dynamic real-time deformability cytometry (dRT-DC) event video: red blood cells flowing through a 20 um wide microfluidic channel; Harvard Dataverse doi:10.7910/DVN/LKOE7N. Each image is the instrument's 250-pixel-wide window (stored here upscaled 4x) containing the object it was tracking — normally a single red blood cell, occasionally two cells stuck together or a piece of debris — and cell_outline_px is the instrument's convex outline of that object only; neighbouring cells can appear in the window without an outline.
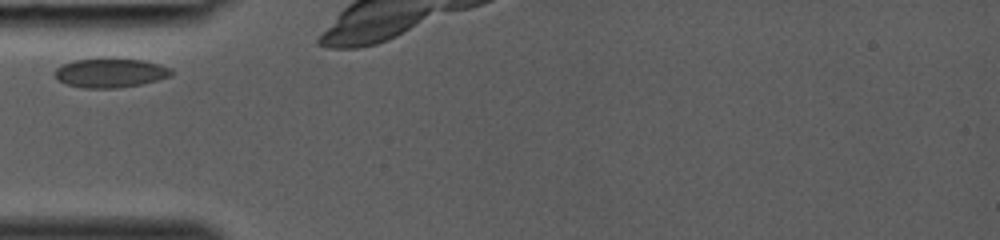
{"species": "common noctule bat (a hibernating species)", "species_latin": "Nyctalus noctula", "temperature_condition": "room temperature", "stored_images_in_passage": 21, "camera_frame_rate_fps": 3000, "um_per_image_px": 0.085, "animal": {"sex": "female", "body_mass_g": 19.0, "forearm_length_mm": 53.3}, "frame": {"image": 1, "passage_image": 1, "time_ms": 0.0, "image_size_px": [1000, 240], "cell_outline_px": [[172, 76], [140, 84], [116, 88], [84, 88], [64, 84], [56, 80], [52, 72], [56, 68], [64, 64], [76, 60], [104, 56], [112, 56], [144, 60], [160, 64], [172, 68]], "centroid_in_image_um": [9.35, 6.16], "position_along_channel_um": 75.7, "area_um2": 20.63}}
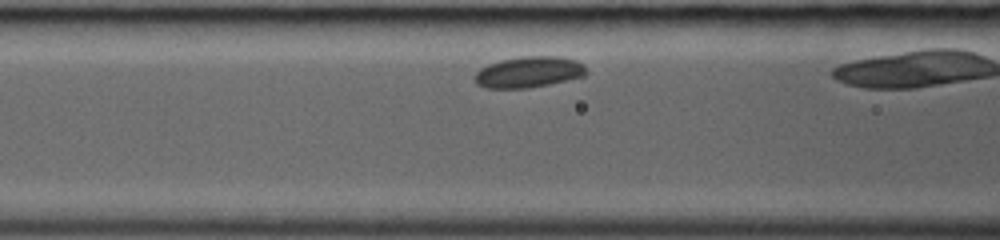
{"frame": {"image": 2, "passage_image": 4, "time_ms": 1.0, "image_size_px": [1000, 240], "cell_outline_px": [[588, 72], [584, 76], [548, 84], [528, 88], [484, 88], [476, 84], [472, 76], [480, 68], [488, 64], [500, 60], [524, 56], [560, 56], [576, 60], [584, 64]], "centroid_in_image_um": [44.92, 6.12], "position_along_channel_um": 121.7, "area_um2": 20.4}}
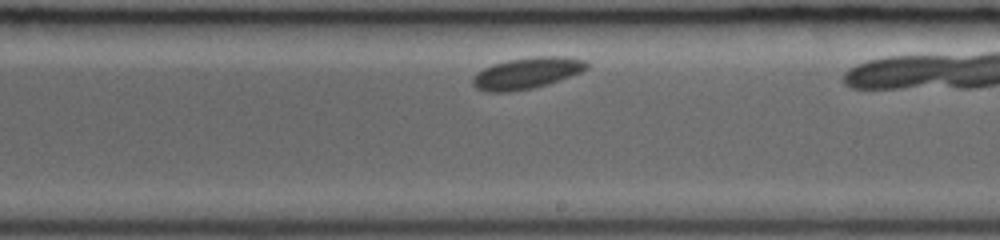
{"frame": {"image": 3, "passage_image": 12, "time_ms": 3.667, "image_size_px": [1000, 240], "cell_outline_px": [[588, 68], [580, 72], [560, 80], [548, 84], [532, 88], [508, 92], [488, 92], [476, 88], [472, 84], [472, 76], [476, 72], [492, 64], [508, 60], [532, 56], [568, 56], [584, 60], [588, 64]], "centroid_in_image_um": [44.76, 6.21], "position_along_channel_um": 244.2, "area_um2": 20.98}}